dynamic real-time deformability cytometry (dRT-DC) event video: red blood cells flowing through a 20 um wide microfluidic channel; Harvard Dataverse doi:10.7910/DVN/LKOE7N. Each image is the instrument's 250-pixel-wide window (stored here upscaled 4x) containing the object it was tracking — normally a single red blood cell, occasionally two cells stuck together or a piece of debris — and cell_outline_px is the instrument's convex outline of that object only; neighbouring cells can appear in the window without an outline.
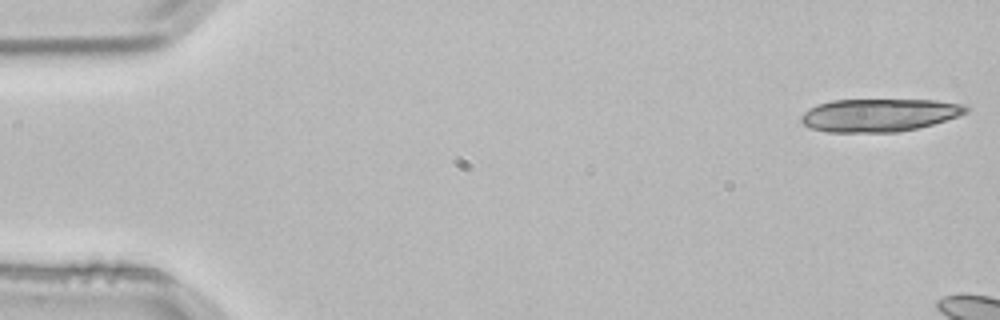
{"species": "common noctule bat (a hibernating species)", "species_latin": "Nyctalus noctula", "temperature_condition": "room temperature", "stored_images_in_passage": 5, "camera_frame_rate_fps": 3000, "um_per_image_px": 0.085, "animal": {"sex": "male", "body_mass_g": 21.5, "forearm_length_mm": 52.0}, "frame": {"image": 1, "passage_image": 1, "time_ms": 0.0, "image_size_px": [1000, 320], "cell_outline_px": [[972, 108], [968, 112], [960, 116], [932, 124], [916, 128], [896, 132], [828, 132], [808, 128], [800, 120], [800, 116], [808, 108], [816, 104], [832, 100], [936, 100], [964, 104]], "centroid_in_image_um": [74.73, 9.78], "position_along_channel_um": 10.3, "area_um2": 31.91}}
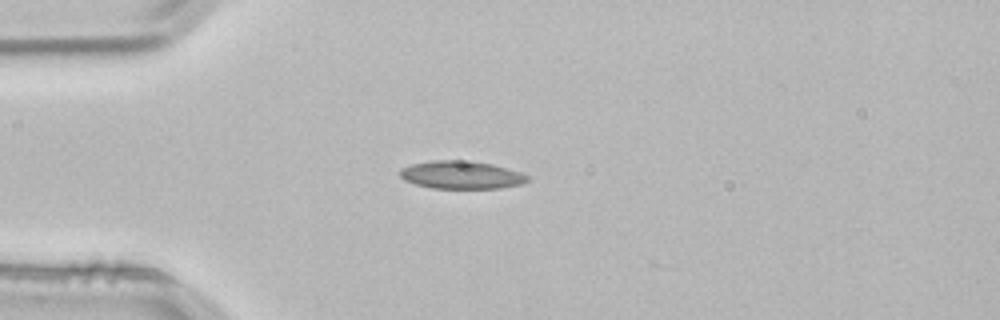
{"frame": {"image": 2, "passage_image": 5, "time_ms": 1.333, "image_size_px": [1000, 320], "cell_outline_px": [[528, 180], [520, 184], [500, 188], [432, 188], [416, 184], [404, 180], [400, 176], [400, 168], [412, 164], [432, 160], [472, 160], [492, 164], [520, 172], [528, 176]], "centroid_in_image_um": [39.19, 14.85], "position_along_channel_um": 45.8, "area_um2": 20.69}}